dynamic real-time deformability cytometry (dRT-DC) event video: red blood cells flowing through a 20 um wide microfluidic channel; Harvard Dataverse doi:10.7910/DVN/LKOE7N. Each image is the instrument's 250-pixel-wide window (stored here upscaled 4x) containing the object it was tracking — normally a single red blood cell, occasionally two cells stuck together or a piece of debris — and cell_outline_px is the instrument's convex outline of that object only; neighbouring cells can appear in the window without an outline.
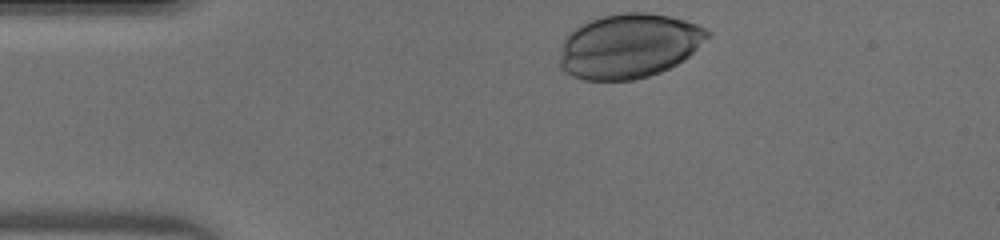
{"species": "human", "species_latin": "Homo sapiens", "temperature_condition": "warm", "stored_images_in_passage": 29, "camera_frame_rate_fps": 3000, "um_per_image_px": 0.085, "donor": {"sex": "male"}, "frame": {"image": 1, "passage_image": 1, "time_ms": 0.0, "image_size_px": [1000, 240], "cell_outline_px": [[712, 32], [684, 60], [660, 72], [648, 76], [632, 80], [584, 80], [572, 76], [564, 72], [560, 68], [560, 56], [564, 40], [580, 24], [588, 20], [600, 16], [624, 12], [648, 12], [672, 16], [696, 24]], "centroid_in_image_um": [53.44, 3.9], "position_along_channel_um": 31.6, "area_um2": 55.43}}
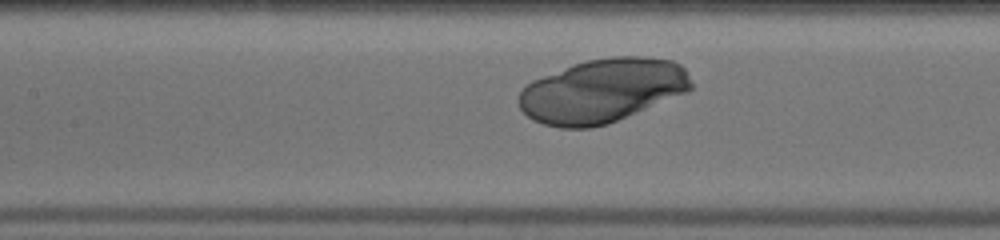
{"frame": {"image": 2, "passage_image": 13, "time_ms": 4.0, "image_size_px": [1000, 240], "cell_outline_px": [[692, 88], [688, 92], [608, 124], [592, 128], [560, 128], [544, 124], [532, 120], [520, 108], [516, 100], [516, 96], [532, 80], [576, 64], [588, 60], [612, 56], [640, 56], [672, 60], [680, 64], [684, 68], [692, 84]], "centroid_in_image_um": [51.19, 7.72], "position_along_channel_um": 156.2, "area_um2": 64.1}}
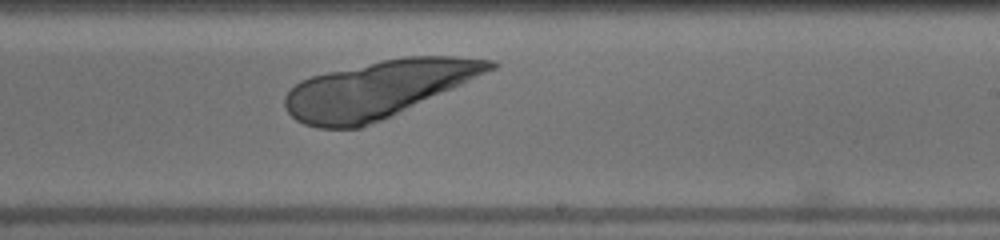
{"frame": {"image": 3, "passage_image": 20, "time_ms": 6.333, "image_size_px": [1000, 240], "cell_outline_px": [[500, 64], [496, 68], [452, 88], [380, 120], [360, 128], [316, 128], [304, 124], [296, 120], [288, 112], [284, 104], [284, 96], [300, 80], [312, 76], [328, 72], [380, 60], [404, 56], [456, 56], [492, 60]], "centroid_in_image_um": [32.11, 7.57], "position_along_channel_um": 256.9, "area_um2": 67.16}}